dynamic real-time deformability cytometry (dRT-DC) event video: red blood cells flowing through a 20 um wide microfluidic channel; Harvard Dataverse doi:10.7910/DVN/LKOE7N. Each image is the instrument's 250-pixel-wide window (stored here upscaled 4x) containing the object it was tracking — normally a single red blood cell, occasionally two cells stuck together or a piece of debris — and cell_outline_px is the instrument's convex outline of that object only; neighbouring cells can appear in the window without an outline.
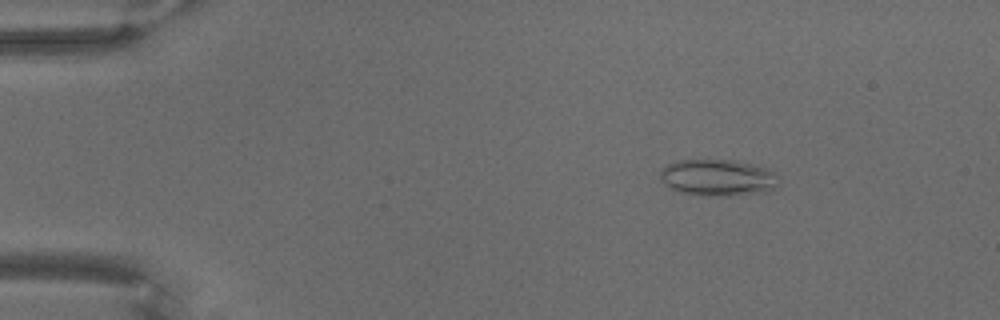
{"species": "common noctule bat (a hibernating species)", "species_latin": "Nyctalus noctula", "temperature_condition": "warm", "stored_images_in_passage": 70, "camera_frame_rate_fps": 3000, "um_per_image_px": 0.085, "animal": {"sex": "male", "body_mass_g": 18.8}, "frame": {"image": 1, "passage_image": 11, "time_ms": 3.333, "image_size_px": [1000, 320], "cell_outline_px": [[776, 188], [768, 192], [728, 196], [680, 192], [672, 188], [660, 180], [660, 172], [668, 164], [680, 160], [736, 160], [768, 168], [776, 176]], "centroid_in_image_um": [61.04, 15.09], "position_along_channel_um": 24.0, "area_um2": 24.91}}
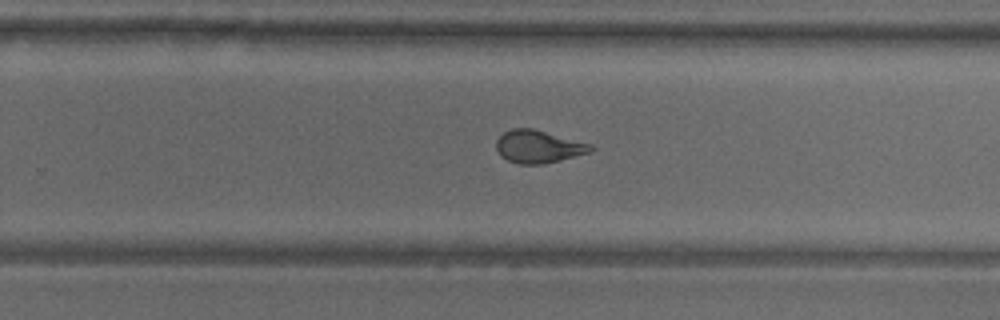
{"frame": {"image": 2, "passage_image": 46, "time_ms": 15.0, "image_size_px": [1000, 320], "cell_outline_px": [[596, 148], [592, 152], [544, 164], [520, 164], [508, 160], [500, 156], [496, 148], [496, 140], [504, 132], [512, 128], [532, 128], [592, 144]], "centroid_in_image_um": [45.78, 12.46], "position_along_channel_um": 284.0, "area_um2": 18.09}}
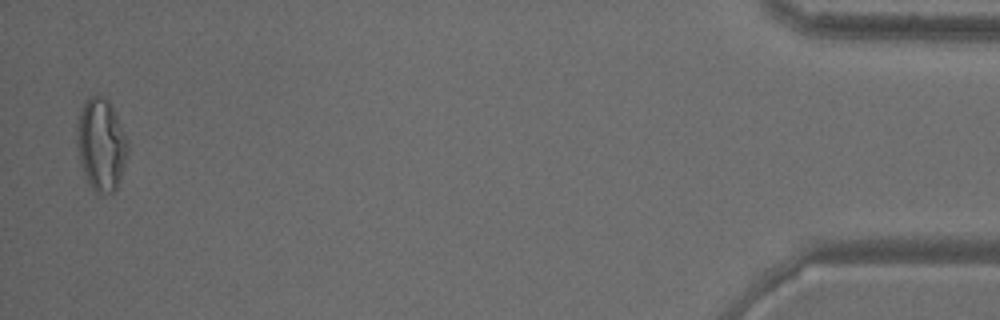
{"frame": {"image": 3, "passage_image": 69, "time_ms": 22.667, "image_size_px": [1000, 320], "cell_outline_px": [[128, 152], [116, 188], [112, 192], [104, 196], [96, 192], [88, 184], [76, 148], [76, 136], [80, 112], [88, 96], [96, 92], [104, 96], [108, 100], [128, 140]], "centroid_in_image_um": [8.58, 12.27], "position_along_channel_um": 426.6, "area_um2": 27.28}}